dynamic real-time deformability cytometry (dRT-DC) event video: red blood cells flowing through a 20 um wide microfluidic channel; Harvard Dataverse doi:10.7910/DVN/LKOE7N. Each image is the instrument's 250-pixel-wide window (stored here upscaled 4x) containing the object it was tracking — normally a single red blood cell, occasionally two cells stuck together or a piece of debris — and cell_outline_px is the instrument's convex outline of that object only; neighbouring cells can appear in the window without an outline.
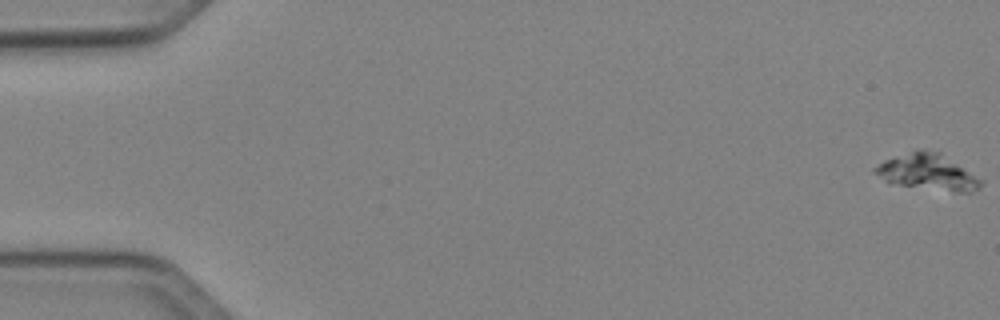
{"species": "Egyptian fruit bat (a non-hibernating species)", "species_latin": "Rousettus aegyptiacus", "temperature_condition": "cold", "stored_images_in_passage": 3, "camera_frame_rate_fps": 3000, "um_per_image_px": 0.085, "animal": {"sex": "female"}, "frame": {"image": 1, "passage_image": 1, "time_ms": 0.0, "image_size_px": [1000, 320], "cell_outline_px": [[984, 184], [980, 188], [972, 192], [956, 192], [888, 184], [872, 172], [872, 168], [884, 160], [920, 148], [940, 152], [984, 180]], "centroid_in_image_um": [78.84, 14.64], "position_along_channel_um": 6.2, "area_um2": 22.77}}